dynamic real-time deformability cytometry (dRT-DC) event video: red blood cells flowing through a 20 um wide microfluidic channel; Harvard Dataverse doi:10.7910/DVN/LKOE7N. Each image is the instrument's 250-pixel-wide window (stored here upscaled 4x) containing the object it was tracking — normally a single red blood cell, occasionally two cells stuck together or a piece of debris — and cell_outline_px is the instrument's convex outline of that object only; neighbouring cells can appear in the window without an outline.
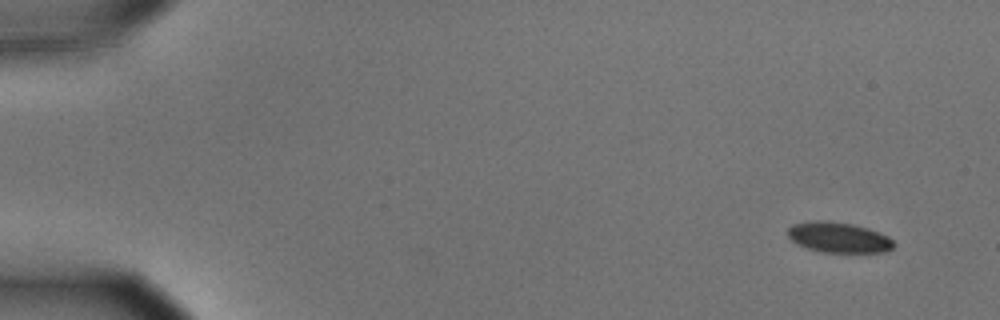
{"species": "common noctule bat (a hibernating species)", "species_latin": "Nyctalus noctula", "temperature_condition": "cold", "stored_images_in_passage": 9, "camera_frame_rate_fps": 3000, "um_per_image_px": 0.085, "animal": {"sex": "male", "body_mass_g": 15.6}, "frame": {"image": 1, "passage_image": 1, "time_ms": 0.0, "image_size_px": [1000, 320], "cell_outline_px": [[896, 244], [892, 248], [880, 252], [824, 252], [808, 248], [796, 244], [788, 236], [788, 228], [792, 224], [816, 220], [828, 220], [852, 224], [868, 228], [888, 236]], "centroid_in_image_um": [71.27, 20.17], "position_along_channel_um": 13.7, "area_um2": 18.73}}